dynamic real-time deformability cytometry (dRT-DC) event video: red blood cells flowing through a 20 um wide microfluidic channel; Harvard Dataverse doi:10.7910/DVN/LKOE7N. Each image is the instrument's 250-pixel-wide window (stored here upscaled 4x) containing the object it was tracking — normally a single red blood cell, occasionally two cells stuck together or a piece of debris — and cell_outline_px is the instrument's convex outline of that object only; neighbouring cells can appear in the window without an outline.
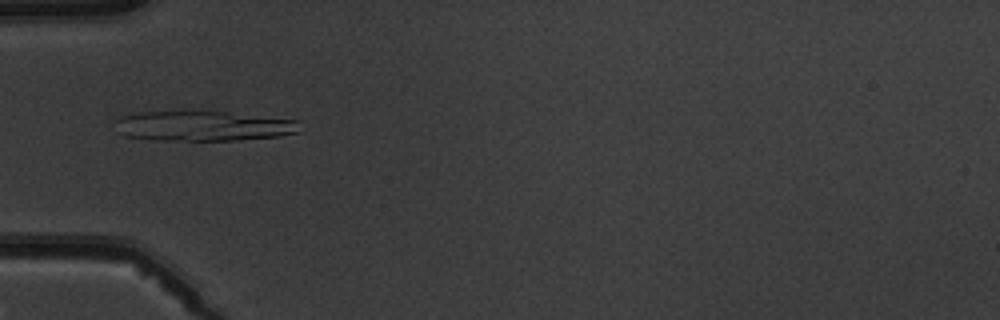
{"species": "common noctule bat (a hibernating species)", "species_latin": "Nyctalus noctula", "temperature_condition": "warm", "stored_images_in_passage": 4, "camera_frame_rate_fps": 3000, "um_per_image_px": 0.085, "animal": {"sex": "male", "body_mass_g": 19.5, "forearm_length_mm": 54.6}, "frame": {"image": 1, "passage_image": 4, "time_ms": 3.333, "image_size_px": [1000, 320], "cell_outline_px": [[300, 132], [280, 136], [236, 140], [156, 140], [124, 136], [116, 132], [112, 120], [120, 116], [140, 112], [196, 108], [300, 120]], "centroid_in_image_um": [17.21, 10.66], "position_along_channel_um": 67.8, "area_um2": 33.99}}